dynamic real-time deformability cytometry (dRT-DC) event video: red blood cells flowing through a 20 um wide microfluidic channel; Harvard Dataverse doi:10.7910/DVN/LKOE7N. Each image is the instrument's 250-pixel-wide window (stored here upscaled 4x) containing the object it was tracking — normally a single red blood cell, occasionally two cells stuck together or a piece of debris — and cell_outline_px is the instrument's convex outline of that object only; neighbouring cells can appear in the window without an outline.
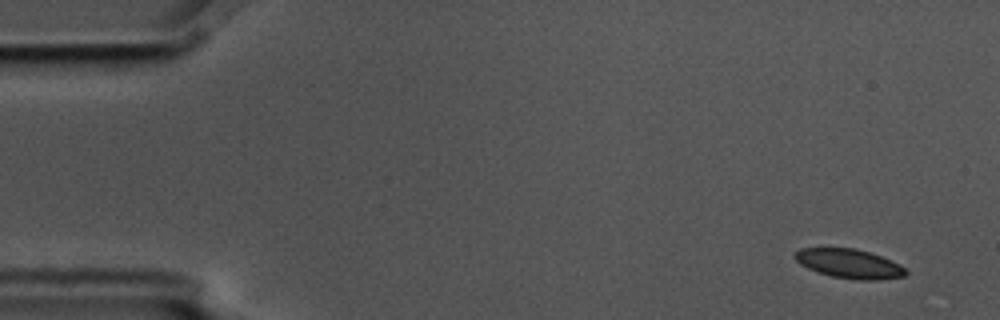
{"species": "common noctule bat (a hibernating species)", "species_latin": "Nyctalus noctula", "temperature_condition": "cold", "stored_images_in_passage": 6, "camera_frame_rate_fps": 3000, "um_per_image_px": 0.085, "animal": {"sex": "male", "body_mass_g": 17.5, "forearm_length_mm": 52.3}, "frame": {"image": 1, "passage_image": 1, "time_ms": 0.0, "image_size_px": [1000, 320], "cell_outline_px": [[908, 272], [904, 276], [880, 280], [856, 280], [832, 276], [808, 268], [800, 264], [792, 256], [800, 248], [856, 248], [880, 256], [900, 264]], "centroid_in_image_um": [72.19, 22.41], "position_along_channel_um": 12.8, "area_um2": 18.79}}
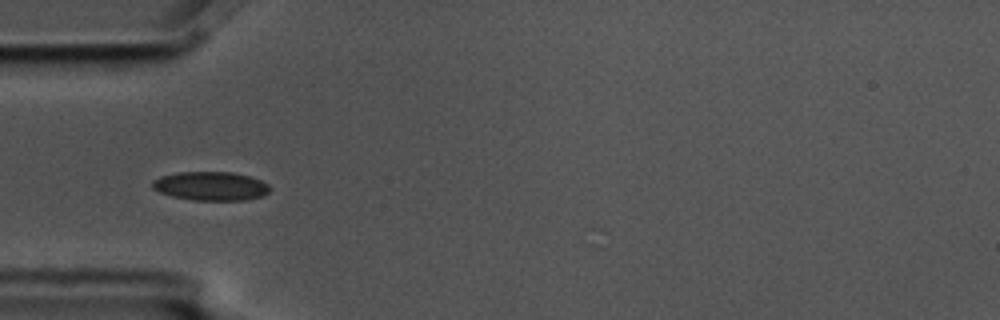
{"frame": {"image": 2, "passage_image": 5, "time_ms": 1.333, "image_size_px": [1000, 320], "cell_outline_px": [[268, 192], [264, 196], [244, 200], [192, 200], [172, 196], [160, 192], [152, 188], [152, 180], [160, 176], [176, 172], [232, 172], [248, 176], [260, 180], [268, 184]], "centroid_in_image_um": [17.88, 15.81], "position_along_channel_um": 67.1, "area_um2": 19.71}}